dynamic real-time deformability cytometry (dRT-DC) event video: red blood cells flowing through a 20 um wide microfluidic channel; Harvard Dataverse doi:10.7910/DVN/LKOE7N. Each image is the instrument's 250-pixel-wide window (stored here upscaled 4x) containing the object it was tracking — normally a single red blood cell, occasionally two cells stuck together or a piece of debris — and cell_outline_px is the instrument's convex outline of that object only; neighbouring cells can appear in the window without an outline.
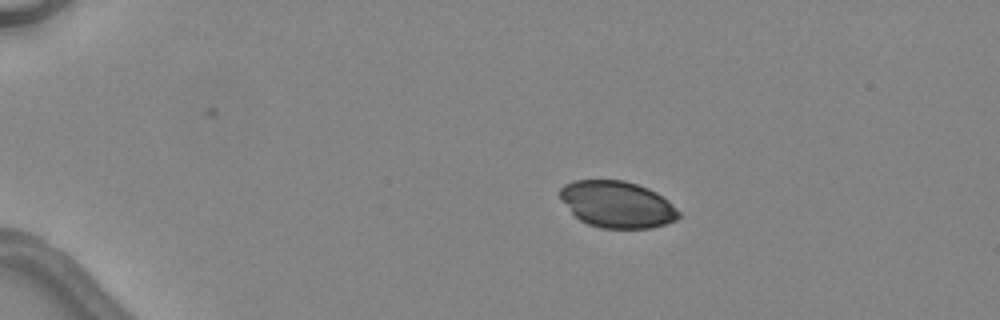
{"species": "common noctule bat (a hibernating species)", "species_latin": "Nyctalus noctula", "temperature_condition": "warm", "stored_images_in_passage": 6, "camera_frame_rate_fps": 3000, "um_per_image_px": 0.085, "animal": {"sex": "female", "body_mass_g": 24.6, "forearm_length_mm": 56.2}, "frame": {"image": 1, "passage_image": 2, "time_ms": 1.333, "image_size_px": [1000, 320], "cell_outline_px": [[680, 216], [676, 220], [652, 228], [600, 228], [588, 224], [580, 220], [572, 212], [560, 196], [560, 188], [564, 184], [576, 180], [624, 180], [648, 188], [656, 192], [668, 200], [680, 212]], "centroid_in_image_um": [52.48, 17.37], "position_along_channel_um": 32.5, "area_um2": 32.08}}